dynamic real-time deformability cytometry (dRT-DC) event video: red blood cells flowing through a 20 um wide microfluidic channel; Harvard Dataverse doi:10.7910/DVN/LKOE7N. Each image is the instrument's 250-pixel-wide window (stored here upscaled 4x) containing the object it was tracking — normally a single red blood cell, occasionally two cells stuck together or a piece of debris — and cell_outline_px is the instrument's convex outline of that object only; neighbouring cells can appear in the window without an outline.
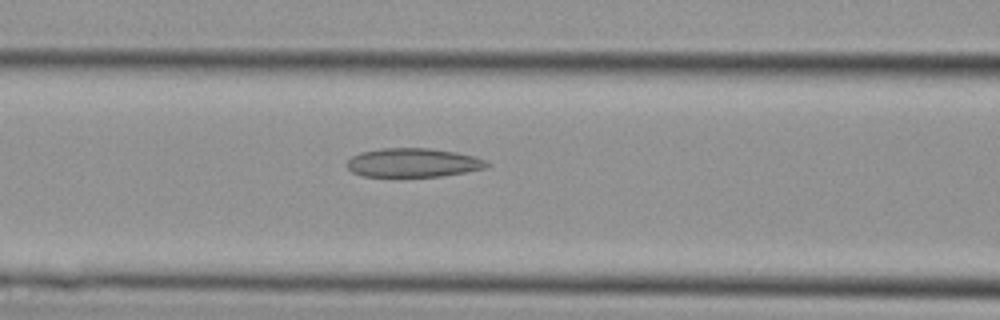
{"species": "Egyptian fruit bat (a non-hibernating species)", "species_latin": "Rousettus aegyptiacus", "temperature_condition": "cold", "stored_images_in_passage": 28, "camera_frame_rate_fps": 3000, "um_per_image_px": 0.085, "animal": {"sex": "female"}, "frame": {"image": 1, "passage_image": 7, "time_ms": 2.0, "image_size_px": [1000, 320], "cell_outline_px": [[492, 164], [484, 168], [464, 172], [440, 176], [400, 180], [364, 176], [352, 172], [344, 164], [352, 156], [360, 152], [380, 148], [428, 148], [456, 152], [476, 156]], "centroid_in_image_um": [35.05, 13.87], "position_along_channel_um": 131.6, "area_um2": 24.62}}
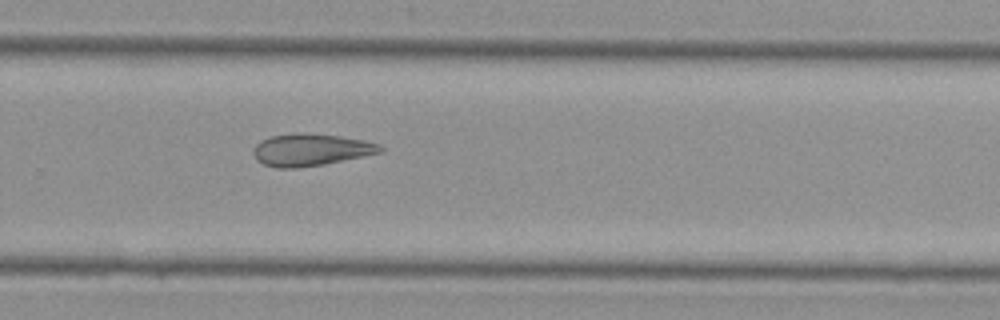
{"frame": {"image": 2, "passage_image": 16, "time_ms": 5.0, "image_size_px": [1000, 320], "cell_outline_px": [[384, 152], [324, 164], [296, 168], [276, 168], [264, 164], [256, 160], [252, 152], [256, 144], [260, 140], [272, 136], [292, 132], [304, 132], [340, 136], [364, 140], [380, 144], [384, 148]], "centroid_in_image_um": [26.41, 12.72], "position_along_channel_um": 303.4, "area_um2": 24.04}}
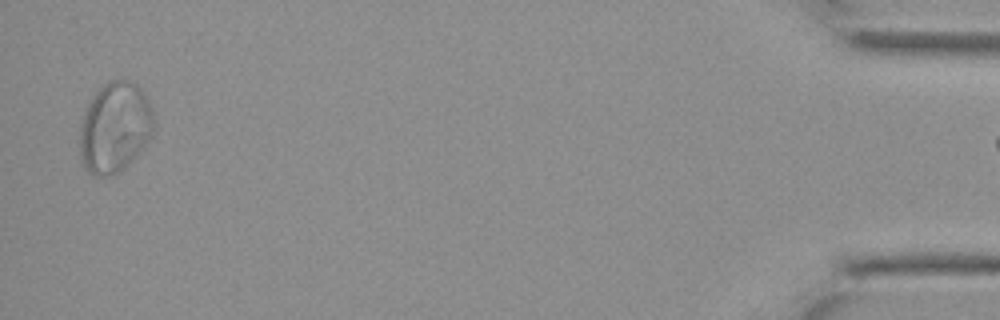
{"frame": {"image": 3, "passage_image": 27, "time_ms": 8.667, "image_size_px": [1000, 320], "cell_outline_px": [[156, 124], [152, 136], [140, 152], [120, 172], [112, 176], [92, 176], [88, 172], [80, 156], [80, 124], [84, 112], [88, 104], [96, 92], [108, 80], [128, 80], [136, 84], [144, 92], [156, 112]], "centroid_in_image_um": [9.81, 10.83], "position_along_channel_um": 425.4, "area_um2": 39.77}}